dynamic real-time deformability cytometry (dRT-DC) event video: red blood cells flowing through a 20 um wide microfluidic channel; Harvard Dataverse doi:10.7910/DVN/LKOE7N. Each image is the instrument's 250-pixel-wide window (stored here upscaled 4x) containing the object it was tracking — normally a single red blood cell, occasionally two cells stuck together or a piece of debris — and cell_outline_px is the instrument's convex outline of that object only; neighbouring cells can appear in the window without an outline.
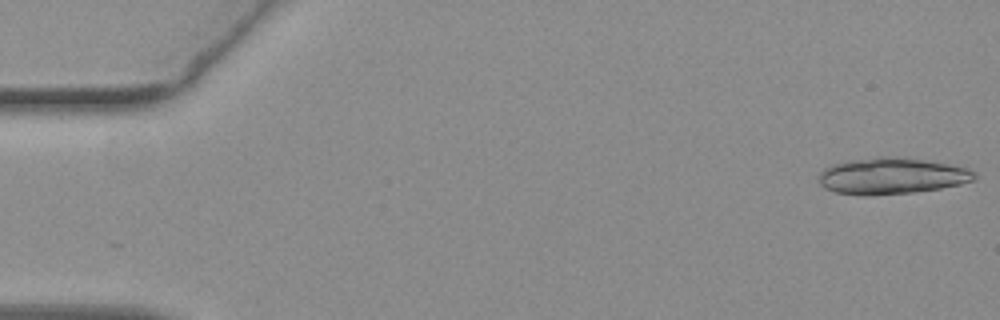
{"species": "common noctule bat (a hibernating species)", "species_latin": "Nyctalus noctula", "temperature_condition": "warm", "stored_images_in_passage": 18, "camera_frame_rate_fps": 3000, "um_per_image_px": 0.085, "animal": {"sex": "female", "body_mass_g": 19.3, "forearm_length_mm": 54.1}, "frame": {"image": 1, "passage_image": 1, "time_ms": 0.0, "image_size_px": [1000, 320], "cell_outline_px": [[976, 180], [960, 184], [940, 188], [916, 192], [868, 196], [860, 196], [836, 192], [824, 188], [820, 184], [820, 172], [824, 168], [832, 164], [852, 160], [880, 156], [888, 156], [924, 160], [948, 164], [968, 168], [976, 172]], "centroid_in_image_um": [75.8, 14.97], "position_along_channel_um": 9.2, "area_um2": 33.06}}